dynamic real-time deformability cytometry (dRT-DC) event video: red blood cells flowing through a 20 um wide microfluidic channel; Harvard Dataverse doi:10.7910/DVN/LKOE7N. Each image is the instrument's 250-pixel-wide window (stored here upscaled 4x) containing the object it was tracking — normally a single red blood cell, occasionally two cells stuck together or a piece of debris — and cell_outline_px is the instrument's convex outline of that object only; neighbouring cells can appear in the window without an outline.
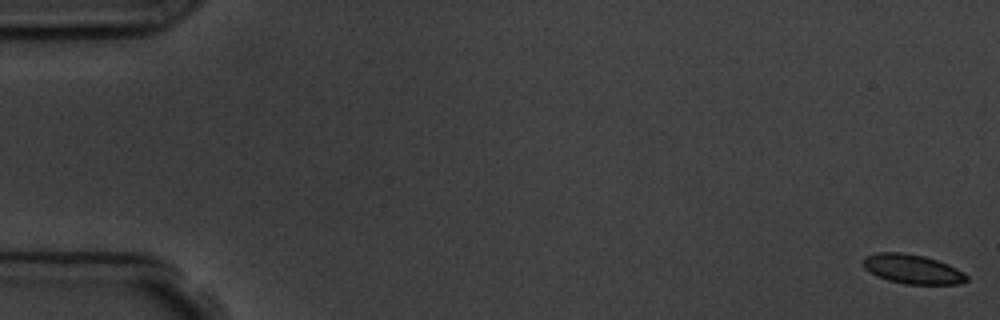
{"species": "common noctule bat (a hibernating species)", "species_latin": "Nyctalus noctula", "temperature_condition": "room temperature", "stored_images_in_passage": 6, "camera_frame_rate_fps": 3000, "um_per_image_px": 0.085, "animal": {"sex": "male", "body_mass_g": 19.5, "forearm_length_mm": 54.6}, "frame": {"image": 1, "passage_image": 1, "time_ms": 0.0, "image_size_px": [1000, 320], "cell_outline_px": [[968, 280], [960, 284], [904, 284], [888, 280], [876, 276], [864, 268], [860, 260], [864, 256], [880, 252], [900, 252], [924, 256], [948, 264], [964, 272], [968, 276]], "centroid_in_image_um": [77.53, 22.87], "position_along_channel_um": 7.5, "area_um2": 17.86}}
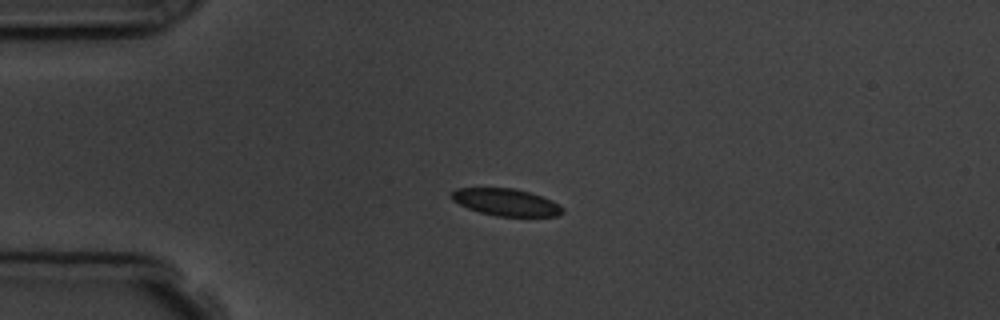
{"frame": {"image": 2, "passage_image": 5, "time_ms": 4.333, "image_size_px": [1000, 320], "cell_outline_px": [[564, 212], [556, 216], [496, 216], [480, 212], [468, 208], [452, 200], [448, 196], [456, 188], [516, 188], [552, 200], [564, 208]], "centroid_in_image_um": [42.99, 17.18], "position_along_channel_um": 42.0, "area_um2": 17.51}}